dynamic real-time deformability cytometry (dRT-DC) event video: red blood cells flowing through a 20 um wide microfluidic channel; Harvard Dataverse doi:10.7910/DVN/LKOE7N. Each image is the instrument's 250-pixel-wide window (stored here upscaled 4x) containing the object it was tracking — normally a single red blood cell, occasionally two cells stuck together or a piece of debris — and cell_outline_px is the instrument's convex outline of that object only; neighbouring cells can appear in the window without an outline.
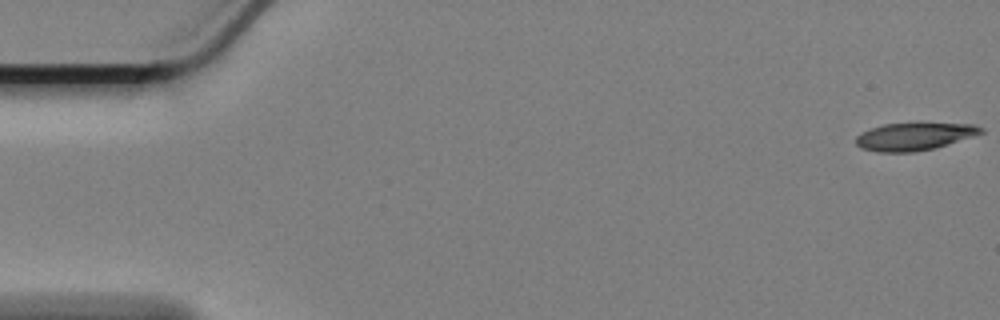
{"species": "Egyptian fruit bat (a non-hibernating species)", "species_latin": "Rousettus aegyptiacus", "temperature_condition": "cold", "stored_images_in_passage": 59, "camera_frame_rate_fps": 3000, "um_per_image_px": 0.085, "animal": {"sex": "female"}, "frame": {"image": 1, "passage_image": 1, "time_ms": 0.0, "image_size_px": [1000, 320], "cell_outline_px": [[984, 132], [936, 148], [912, 152], [876, 152], [860, 148], [856, 144], [856, 136], [860, 132], [884, 124], [916, 120], [976, 124], [984, 128]], "centroid_in_image_um": [77.74, 11.54], "position_along_channel_um": 7.3, "area_um2": 21.21}}
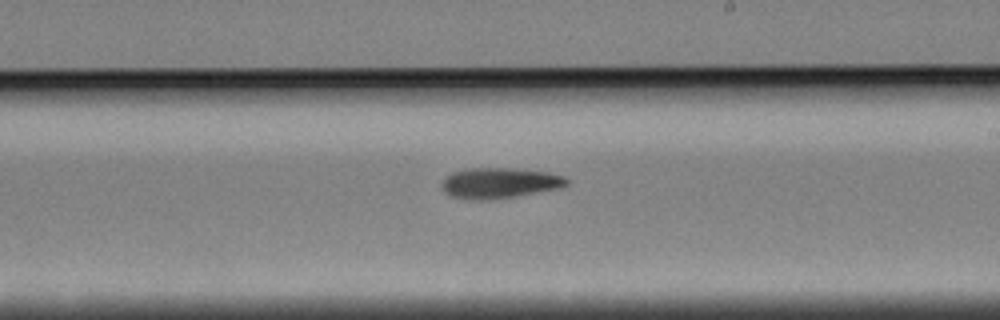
{"frame": {"image": 2, "passage_image": 34, "time_ms": 11.0, "image_size_px": [1000, 320], "cell_outline_px": [[568, 184], [560, 188], [512, 196], [484, 200], [472, 200], [448, 196], [444, 192], [440, 184], [452, 172], [472, 168], [508, 168], [548, 172], [564, 176], [568, 180]], "centroid_in_image_um": [42.42, 15.55], "position_along_channel_um": 246.6, "area_um2": 22.02}}
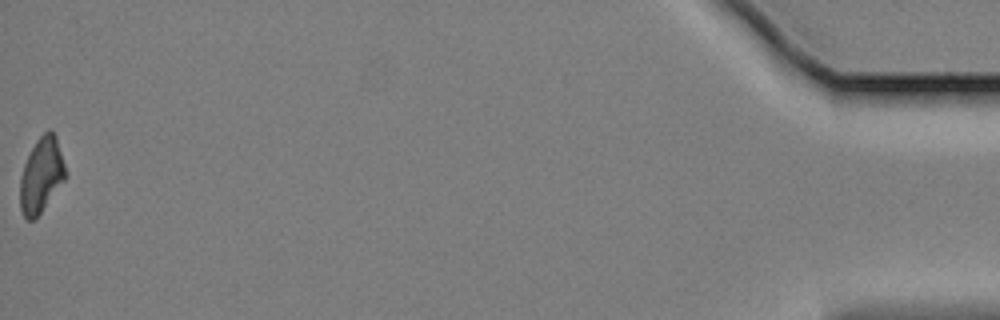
{"frame": {"image": 3, "passage_image": 59, "time_ms": 19.333, "image_size_px": [1000, 320], "cell_outline_px": [[68, 176], [40, 212], [32, 220], [28, 220], [24, 216], [20, 208], [20, 176], [24, 164], [36, 140], [48, 128], [56, 136], [68, 172]], "centroid_in_image_um": [3.54, 14.86], "position_along_channel_um": 431.7, "area_um2": 19.83}, "authors_computed_cell_mechanics": {"area_um2": 21.4438, "velocity_mm_per_s": 3.3932, "shape_relaxation_time_tau1_ms": 5.5069, "shape_relaxation_time_tau2_ms": null, "deformation_change_tau1": 0.1529, "deformation_change_tau2": null}}